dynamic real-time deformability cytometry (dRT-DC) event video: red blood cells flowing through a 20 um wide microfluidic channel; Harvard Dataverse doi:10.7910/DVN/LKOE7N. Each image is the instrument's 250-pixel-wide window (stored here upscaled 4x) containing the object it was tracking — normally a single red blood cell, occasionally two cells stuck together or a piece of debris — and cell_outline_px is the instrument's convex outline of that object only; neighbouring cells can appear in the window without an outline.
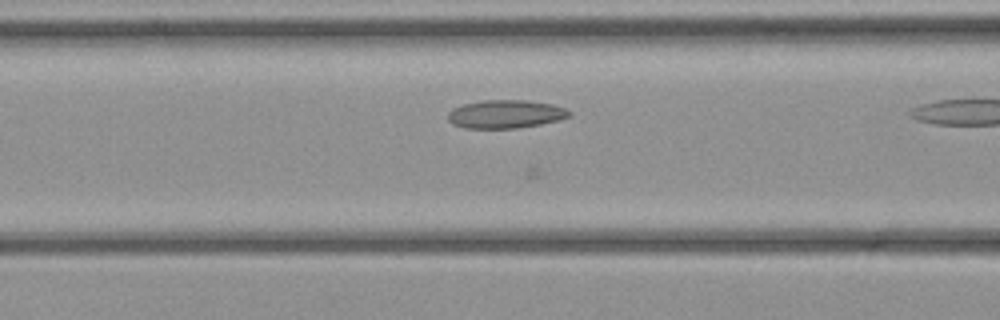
{"species": "common noctule bat (a hibernating species)", "species_latin": "Nyctalus noctula", "temperature_condition": "cold", "stored_images_in_passage": 22, "camera_frame_rate_fps": 3000, "um_per_image_px": 0.085, "animal": {"sex": "female", "body_mass_g": 21.9}, "frame": {"image": 1, "passage_image": 8, "time_ms": 2.333, "image_size_px": [1000, 320], "cell_outline_px": [[572, 116], [560, 120], [540, 124], [516, 128], [464, 128], [452, 124], [448, 120], [448, 112], [452, 108], [464, 104], [480, 100], [524, 100], [552, 104], [564, 108], [572, 112]], "centroid_in_image_um": [42.97, 9.7], "position_along_channel_um": 123.6, "area_um2": 20.11}}